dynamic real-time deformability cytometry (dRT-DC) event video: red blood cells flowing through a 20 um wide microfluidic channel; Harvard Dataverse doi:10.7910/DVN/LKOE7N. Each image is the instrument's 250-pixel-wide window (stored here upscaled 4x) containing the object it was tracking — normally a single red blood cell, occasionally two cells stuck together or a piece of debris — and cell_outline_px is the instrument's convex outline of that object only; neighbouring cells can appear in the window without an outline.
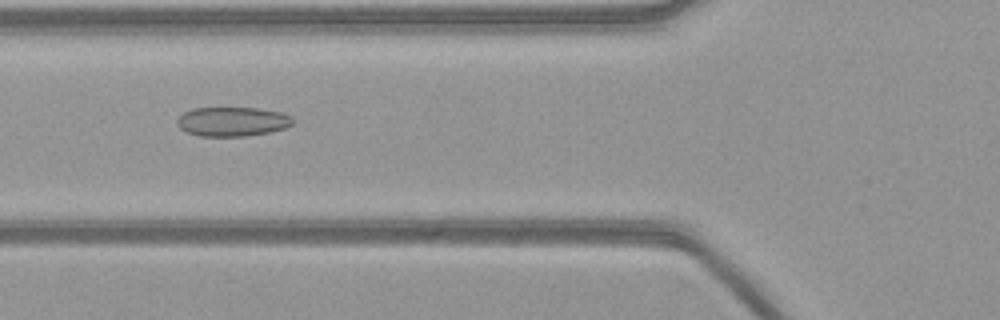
{"species": "common noctule bat (a hibernating species)", "species_latin": "Nyctalus noctula", "temperature_condition": "warm", "stored_images_in_passage": 54, "camera_frame_rate_fps": 3000, "um_per_image_px": 0.085, "animal": {"sex": "female", "body_mass_g": 21.9}, "frame": {"image": 1, "passage_image": 20, "time_ms": 6.333, "image_size_px": [1000, 320], "cell_outline_px": [[292, 124], [284, 128], [272, 132], [244, 136], [200, 136], [184, 132], [176, 124], [176, 120], [184, 112], [192, 108], [256, 108], [280, 112], [292, 116]], "centroid_in_image_um": [19.72, 10.34], "position_along_channel_um": 106.1, "area_um2": 19.83}}
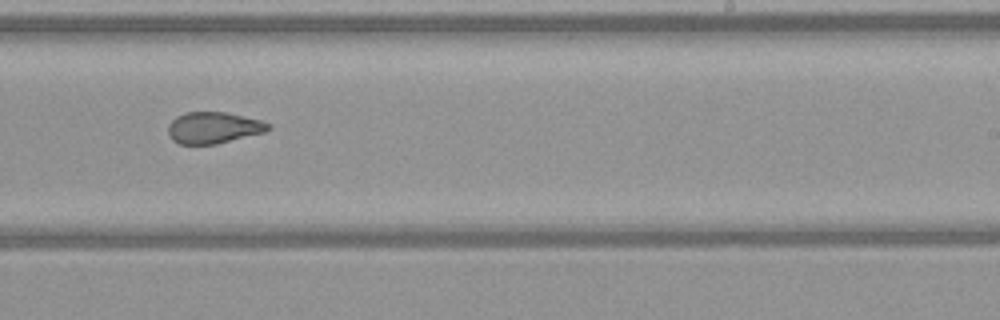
{"frame": {"image": 2, "passage_image": 33, "time_ms": 10.667, "image_size_px": [1000, 320], "cell_outline_px": [[272, 128], [264, 132], [216, 144], [180, 144], [172, 140], [168, 136], [168, 124], [176, 116], [184, 112], [228, 112], [260, 120], [272, 124]], "centroid_in_image_um": [18.13, 10.85], "position_along_channel_um": 270.9, "area_um2": 18.5}}
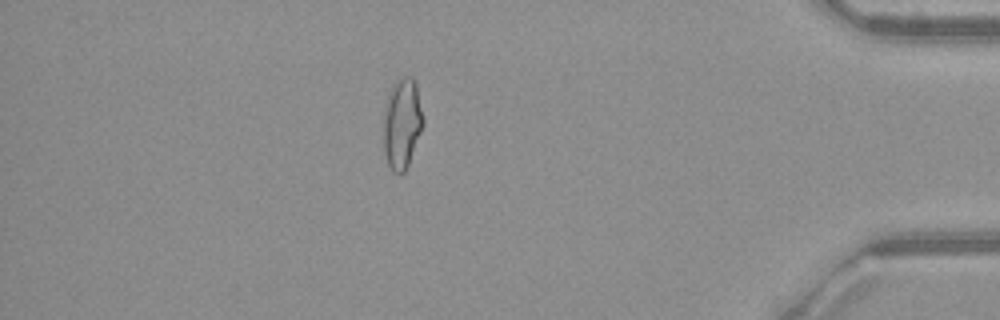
{"frame": {"image": 3, "passage_image": 47, "time_ms": 15.333, "image_size_px": [1000, 320], "cell_outline_px": [[424, 124], [408, 164], [404, 172], [400, 176], [392, 172], [388, 164], [384, 152], [384, 104], [388, 92], [392, 84], [396, 80], [404, 76], [412, 76], [416, 84], [424, 120]], "centroid_in_image_um": [34.16, 10.48], "position_along_channel_um": 401.0, "area_um2": 21.15}}